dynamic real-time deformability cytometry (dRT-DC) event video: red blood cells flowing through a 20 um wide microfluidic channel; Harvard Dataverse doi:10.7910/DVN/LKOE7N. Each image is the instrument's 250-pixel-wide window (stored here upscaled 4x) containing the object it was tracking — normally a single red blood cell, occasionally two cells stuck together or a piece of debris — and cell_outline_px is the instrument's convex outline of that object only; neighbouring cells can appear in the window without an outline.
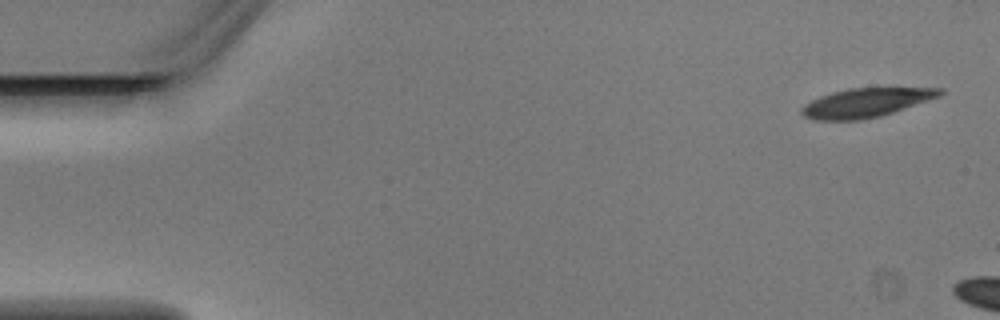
{"species": "Egyptian fruit bat (a non-hibernating species)", "species_latin": "Rousettus aegyptiacus", "temperature_condition": "warm", "stored_images_in_passage": 4, "camera_frame_rate_fps": 3000, "um_per_image_px": 0.085, "animal": {"sex": "male"}, "frame": {"image": 1, "passage_image": 1, "time_ms": 0.0, "image_size_px": [1000, 320], "cell_outline_px": [[944, 92], [940, 96], [880, 116], [860, 120], [812, 120], [804, 116], [800, 112], [800, 108], [804, 104], [820, 96], [832, 92], [848, 88], [944, 88]], "centroid_in_image_um": [73.56, 8.73], "position_along_channel_um": 11.4, "area_um2": 23.24}}